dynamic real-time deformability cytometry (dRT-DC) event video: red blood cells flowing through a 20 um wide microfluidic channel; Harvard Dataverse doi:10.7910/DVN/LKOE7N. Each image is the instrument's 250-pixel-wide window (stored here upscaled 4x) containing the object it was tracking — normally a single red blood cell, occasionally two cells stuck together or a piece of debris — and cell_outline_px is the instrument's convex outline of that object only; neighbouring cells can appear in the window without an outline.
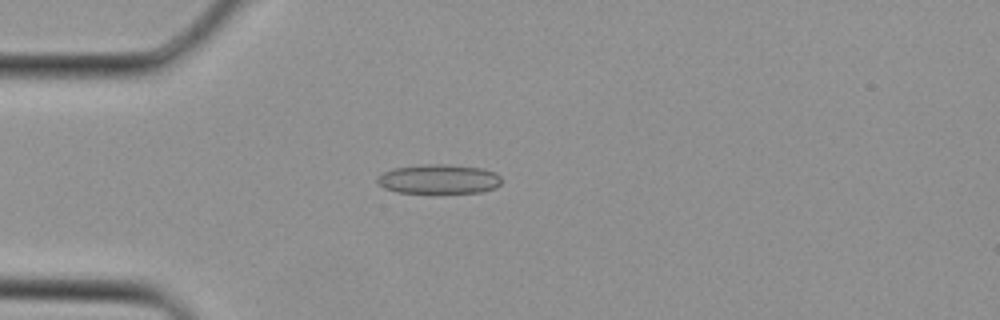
{"species": "Egyptian fruit bat (a non-hibernating species)", "species_latin": "Rousettus aegyptiacus", "temperature_condition": "cold", "stored_images_in_passage": 2, "camera_frame_rate_fps": 3000, "um_per_image_px": 0.085, "animal": {"sex": "female"}, "frame": {"image": 1, "passage_image": 2, "time_ms": 0.333, "image_size_px": [1000, 320], "cell_outline_px": [[500, 184], [496, 188], [484, 192], [396, 192], [384, 188], [376, 180], [376, 176], [392, 168], [424, 164], [444, 164], [484, 168], [496, 172], [500, 176]], "centroid_in_image_um": [37.31, 15.21], "position_along_channel_um": 47.7, "area_um2": 21.33}}